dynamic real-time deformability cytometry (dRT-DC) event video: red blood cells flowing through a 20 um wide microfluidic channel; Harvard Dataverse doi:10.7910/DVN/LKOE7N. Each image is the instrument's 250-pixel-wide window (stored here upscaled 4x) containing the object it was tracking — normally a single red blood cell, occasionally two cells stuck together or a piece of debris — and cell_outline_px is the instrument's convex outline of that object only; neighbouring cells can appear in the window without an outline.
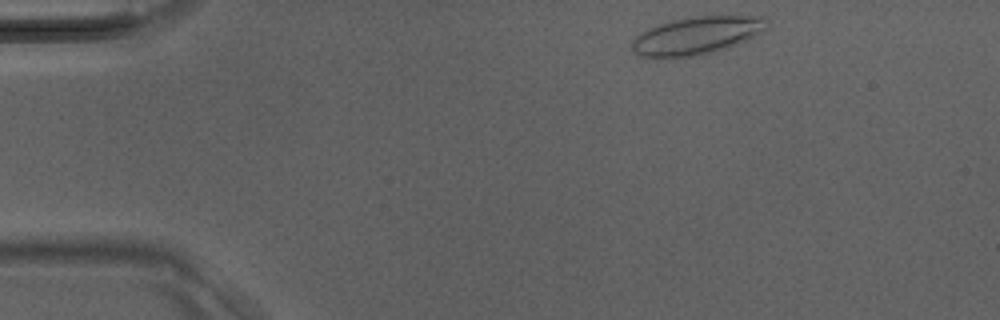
{"species": "Egyptian fruit bat (a non-hibernating species)", "species_latin": "Rousettus aegyptiacus", "temperature_condition": "room temperature", "stored_images_in_passage": 35, "camera_frame_rate_fps": 3000, "um_per_image_px": 0.085, "animal": {"sex": "male"}, "frame": {"image": 1, "passage_image": 1, "time_ms": 0.0, "image_size_px": [1000, 320], "cell_outline_px": [[768, 28], [764, 32], [756, 36], [728, 48], [700, 56], [640, 56], [632, 48], [632, 40], [640, 32], [660, 24], [672, 20], [692, 16], [768, 16]], "centroid_in_image_um": [59.32, 3.0], "position_along_channel_um": 25.7, "area_um2": 29.71}}
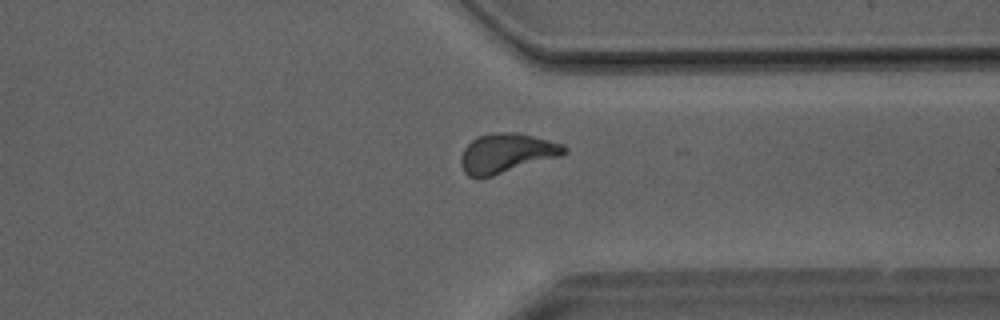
{"frame": {"image": 2, "passage_image": 26, "time_ms": 8.333, "image_size_px": [1000, 320], "cell_outline_px": [[568, 152], [560, 156], [492, 176], [468, 176], [464, 172], [460, 164], [460, 156], [464, 148], [476, 136], [492, 132], [516, 132], [564, 144], [568, 148]], "centroid_in_image_um": [43.05, 13.0], "position_along_channel_um": 368.3, "area_um2": 23.7}}
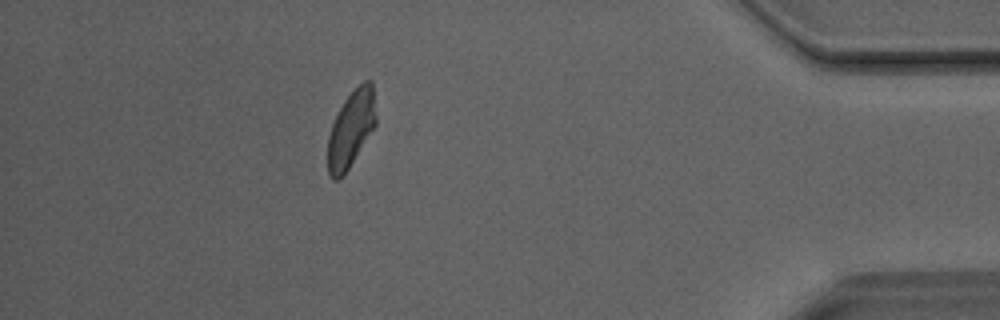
{"frame": {"image": 3, "passage_image": 31, "time_ms": 10.0, "image_size_px": [1000, 320], "cell_outline_px": [[376, 124], [348, 168], [340, 180], [332, 180], [328, 176], [328, 136], [332, 124], [344, 100], [364, 80], [372, 80], [376, 116]], "centroid_in_image_um": [29.83, 10.97], "position_along_channel_um": 405.4, "area_um2": 21.21}}